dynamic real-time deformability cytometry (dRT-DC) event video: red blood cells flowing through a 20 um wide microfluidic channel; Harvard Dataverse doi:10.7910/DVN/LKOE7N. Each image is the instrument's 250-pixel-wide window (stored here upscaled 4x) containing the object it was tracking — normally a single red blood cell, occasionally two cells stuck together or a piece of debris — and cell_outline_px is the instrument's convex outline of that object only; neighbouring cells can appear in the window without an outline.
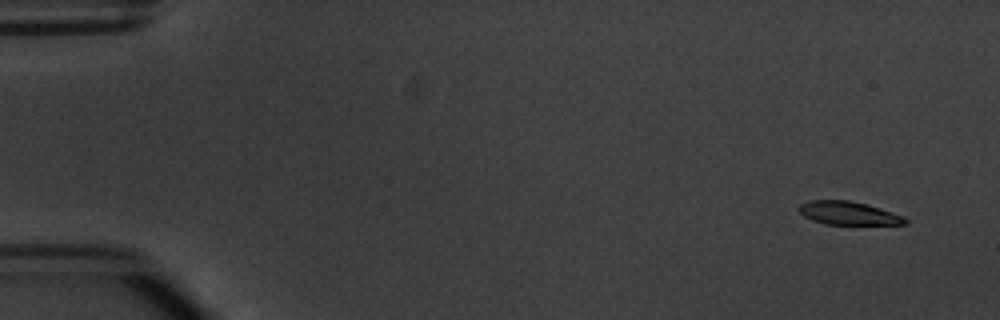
{"species": "common noctule bat (a hibernating species)", "species_latin": "Nyctalus noctula", "temperature_condition": "warm", "stored_images_in_passage": 6, "camera_frame_rate_fps": 3000, "um_per_image_px": 0.085, "animal": {"sex": "male", "body_mass_g": 20.1, "forearm_length_mm": 53.5}, "frame": {"image": 1, "passage_image": 1, "time_ms": 0.0, "image_size_px": [1000, 320], "cell_outline_px": [[908, 224], [824, 224], [812, 220], [804, 216], [796, 208], [800, 204], [812, 200], [848, 200], [868, 204], [904, 216], [908, 220]], "centroid_in_image_um": [72.11, 18.11], "position_along_channel_um": 12.9, "area_um2": 14.45}}
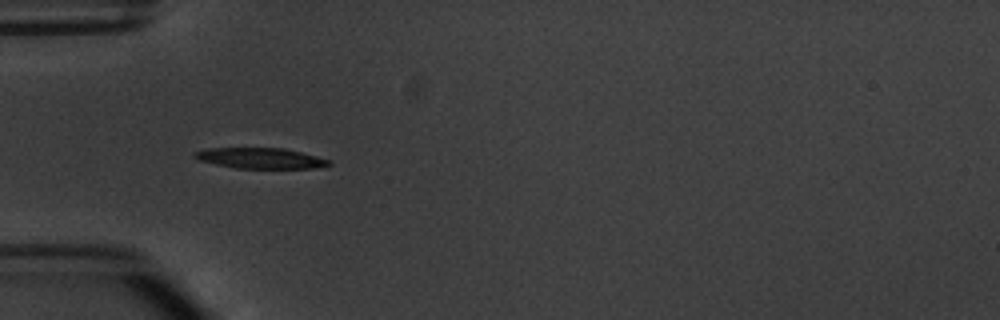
{"frame": {"image": 2, "passage_image": 5, "time_ms": 4.667, "image_size_px": [1000, 320], "cell_outline_px": [[332, 164], [312, 168], [236, 168], [216, 164], [200, 160], [192, 156], [192, 152], [208, 148], [284, 148], [332, 160]], "centroid_in_image_um": [22.12, 13.44], "position_along_channel_um": 62.9, "area_um2": 16.07}}